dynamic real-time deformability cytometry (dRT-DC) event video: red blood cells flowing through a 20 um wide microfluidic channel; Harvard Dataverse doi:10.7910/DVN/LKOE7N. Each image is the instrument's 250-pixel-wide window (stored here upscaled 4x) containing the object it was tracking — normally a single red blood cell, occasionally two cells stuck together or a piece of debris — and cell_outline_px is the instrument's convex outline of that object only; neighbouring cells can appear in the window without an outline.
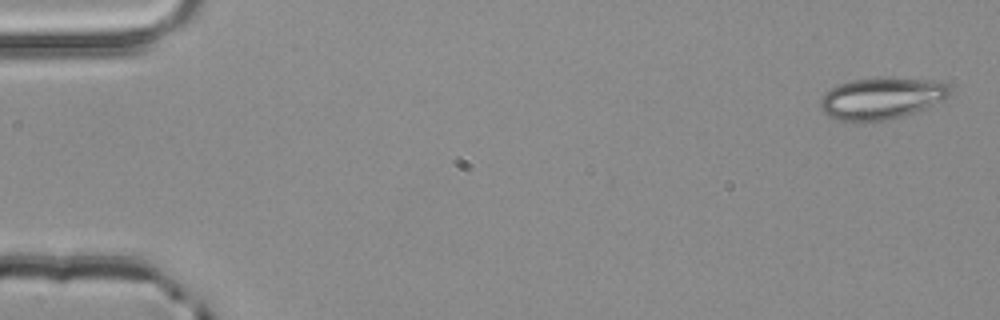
{"species": "common noctule bat (a hibernating species)", "species_latin": "Nyctalus noctula", "temperature_condition": "room temperature", "stored_images_in_passage": 3, "camera_frame_rate_fps": 3000, "um_per_image_px": 0.085, "animal": {"sex": "male", "body_mass_g": 20.4}, "frame": {"image": 1, "passage_image": 1, "time_ms": 0.0, "image_size_px": [1000, 320], "cell_outline_px": [[952, 92], [948, 96], [924, 108], [888, 120], [872, 124], [856, 124], [840, 120], [828, 116], [820, 108], [820, 100], [824, 92], [836, 84], [852, 80], [944, 80], [952, 88]], "centroid_in_image_um": [74.86, 8.42], "position_along_channel_um": 10.1, "area_um2": 31.39}}